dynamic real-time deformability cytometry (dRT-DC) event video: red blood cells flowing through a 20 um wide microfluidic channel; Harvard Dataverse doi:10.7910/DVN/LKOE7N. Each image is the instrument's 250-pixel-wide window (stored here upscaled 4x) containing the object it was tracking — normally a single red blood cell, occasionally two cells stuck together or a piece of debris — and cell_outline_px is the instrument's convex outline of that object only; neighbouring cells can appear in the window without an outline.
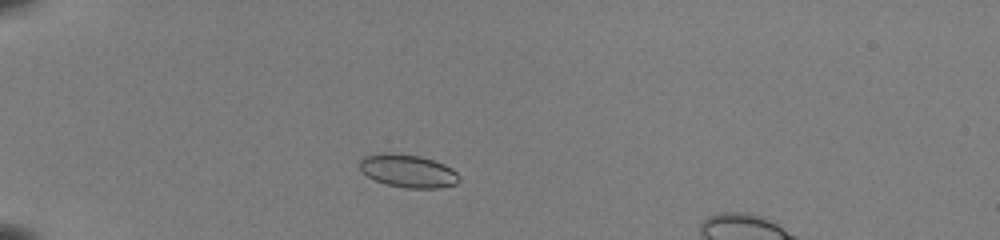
{"species": "common noctule bat (a hibernating species)", "species_latin": "Nyctalus noctula", "temperature_condition": "room temperature", "stored_images_in_passage": 44, "camera_frame_rate_fps": 3000, "um_per_image_px": 0.085, "animal": {"sex": "female", "body_mass_g": 22.0, "forearm_length_mm": 56.7}, "frame": {"image": 1, "passage_image": 8, "time_ms": 2.333, "image_size_px": [1000, 240], "cell_outline_px": [[460, 180], [456, 184], [440, 188], [404, 188], [384, 184], [368, 176], [360, 168], [360, 160], [364, 156], [380, 152], [392, 152], [420, 156], [444, 164], [452, 168], [460, 176]], "centroid_in_image_um": [34.69, 14.53], "position_along_channel_um": 50.3, "area_um2": 19.31}}
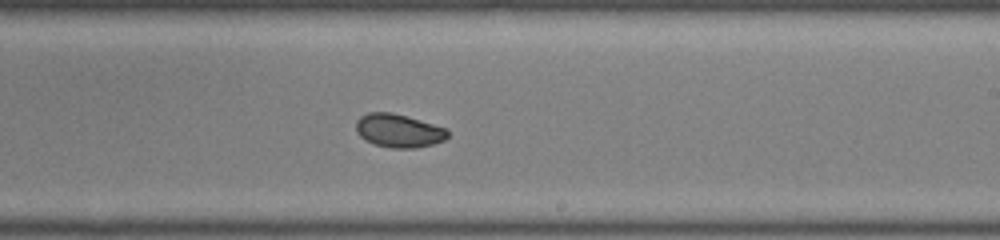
{"frame": {"image": 2, "passage_image": 26, "time_ms": 8.333, "image_size_px": [1000, 240], "cell_outline_px": [[448, 136], [444, 140], [432, 144], [416, 148], [392, 148], [376, 144], [364, 140], [356, 132], [356, 120], [360, 116], [368, 112], [392, 112], [432, 124], [444, 128], [448, 132]], "centroid_in_image_um": [33.83, 11.11], "position_along_channel_um": 255.2, "area_um2": 17.69}}
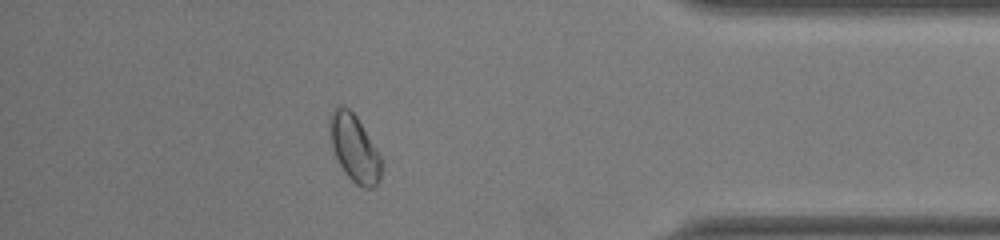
{"frame": {"image": 3, "passage_image": 39, "time_ms": 12.667, "image_size_px": [1000, 240], "cell_outline_px": [[384, 160], [380, 180], [372, 188], [364, 188], [356, 184], [344, 172], [332, 148], [328, 124], [328, 116], [336, 108], [348, 108], [356, 116]], "centroid_in_image_um": [30.15, 12.63], "position_along_channel_um": 405.1, "area_um2": 20.17}}